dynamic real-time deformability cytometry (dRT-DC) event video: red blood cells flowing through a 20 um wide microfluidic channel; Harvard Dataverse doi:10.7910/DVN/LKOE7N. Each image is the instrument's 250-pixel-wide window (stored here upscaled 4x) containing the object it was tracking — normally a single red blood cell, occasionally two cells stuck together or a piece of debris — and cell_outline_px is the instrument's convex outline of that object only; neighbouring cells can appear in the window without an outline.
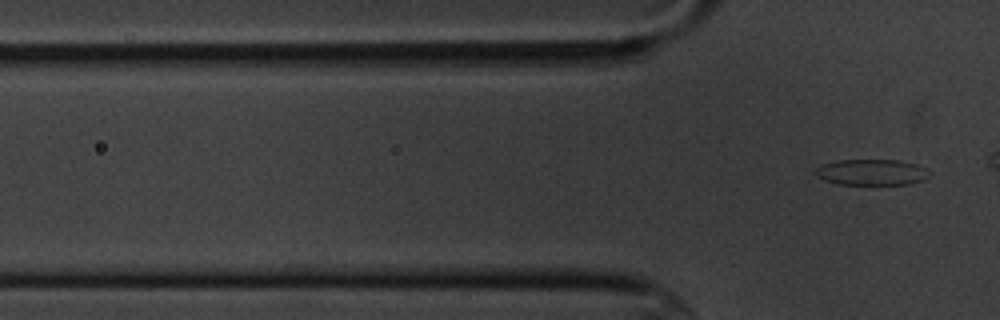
{"species": "common noctule bat (a hibernating species)", "species_latin": "Nyctalus noctula", "temperature_condition": "cold", "stored_images_in_passage": 6, "camera_frame_rate_fps": 3000, "um_per_image_px": 0.085, "animal": {"sex": "male", "body_mass_g": 20.1, "forearm_length_mm": 53.5}, "frame": {"image": 1, "passage_image": 6, "time_ms": 7.667, "image_size_px": [1000, 320], "cell_outline_px": [[932, 176], [924, 180], [908, 184], [840, 184], [824, 180], [816, 176], [812, 172], [820, 164], [836, 160], [900, 160], [916, 164], [932, 172]], "centroid_in_image_um": [74.09, 14.63], "position_along_channel_um": 51.7, "area_um2": 17.51}}